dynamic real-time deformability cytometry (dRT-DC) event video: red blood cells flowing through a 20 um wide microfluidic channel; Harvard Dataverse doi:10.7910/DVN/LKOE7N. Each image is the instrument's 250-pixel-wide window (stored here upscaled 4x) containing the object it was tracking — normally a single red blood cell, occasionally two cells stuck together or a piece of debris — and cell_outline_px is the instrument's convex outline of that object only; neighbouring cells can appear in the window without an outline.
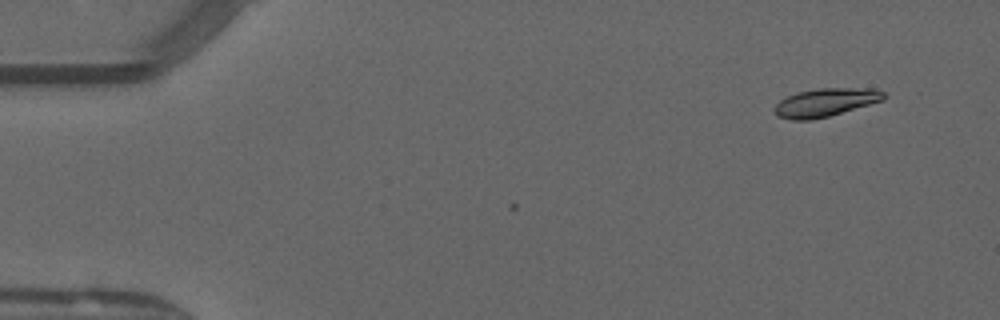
{"species": "common noctule bat (a hibernating species)", "species_latin": "Nyctalus noctula", "temperature_condition": "warm", "stored_images_in_passage": 4, "camera_frame_rate_fps": 3000, "um_per_image_px": 0.085, "animal": {"sex": "male", "forearm_length_mm": 52.5}, "frame": {"image": 1, "passage_image": 2, "time_ms": 0.333, "image_size_px": [1000, 320], "cell_outline_px": [[884, 100], [828, 116], [808, 120], [792, 120], [776, 116], [772, 108], [780, 100], [796, 92], [816, 88], [872, 88], [884, 92]], "centroid_in_image_um": [70.12, 8.7], "position_along_channel_um": 14.9, "area_um2": 17.98}}